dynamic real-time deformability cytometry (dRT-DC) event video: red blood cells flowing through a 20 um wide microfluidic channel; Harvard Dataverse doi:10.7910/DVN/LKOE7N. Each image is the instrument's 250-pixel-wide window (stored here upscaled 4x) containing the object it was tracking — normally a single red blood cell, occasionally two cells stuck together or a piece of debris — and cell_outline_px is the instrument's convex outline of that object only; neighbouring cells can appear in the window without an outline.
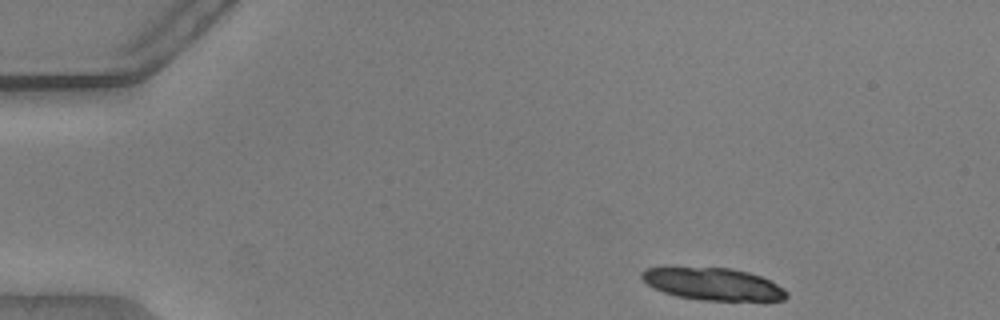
{"species": "common noctule bat (a hibernating species)", "species_latin": "Nyctalus noctula", "temperature_condition": "warm", "stored_images_in_passage": 40, "camera_frame_rate_fps": 3000, "um_per_image_px": 0.085, "animal": {"sex": "male", "body_mass_g": 20.5, "forearm_length_mm": 52.5}, "frame": {"image": 1, "passage_image": 1, "time_ms": 0.0, "image_size_px": [1000, 320], "cell_outline_px": [[788, 296], [784, 300], [700, 300], [676, 296], [664, 292], [648, 284], [640, 276], [640, 272], [644, 268], [732, 268], [748, 272], [760, 276], [784, 288], [788, 292]], "centroid_in_image_um": [60.62, 24.15], "position_along_channel_um": 24.4, "area_um2": 26.88}}
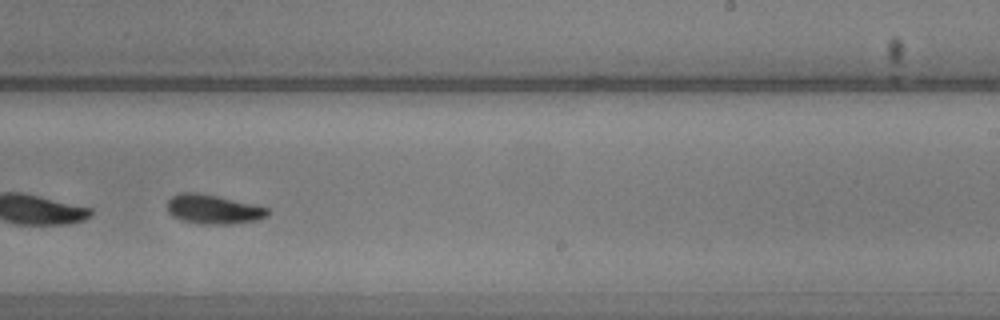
{"frame": {"image": 2, "passage_image": 28, "time_ms": 9.0, "image_size_px": [1000, 320], "cell_outline_px": [[268, 216], [256, 220], [228, 224], [200, 224], [184, 220], [172, 216], [168, 212], [168, 200], [172, 196], [180, 192], [196, 192], [256, 204], [268, 208]], "centroid_in_image_um": [18.13, 17.78], "position_along_channel_um": 270.9, "area_um2": 17.05}, "authors_computed_cell_mechanics": {"area_um2": 17.3689, "velocity_mm_per_s": 3.7871, "shape_relaxation_time_tau1_ms": 2.9392, "shape_relaxation_time_tau2_ms": null, "deformation_change_tau1": 0.1136, "deformation_change_tau2": null}}